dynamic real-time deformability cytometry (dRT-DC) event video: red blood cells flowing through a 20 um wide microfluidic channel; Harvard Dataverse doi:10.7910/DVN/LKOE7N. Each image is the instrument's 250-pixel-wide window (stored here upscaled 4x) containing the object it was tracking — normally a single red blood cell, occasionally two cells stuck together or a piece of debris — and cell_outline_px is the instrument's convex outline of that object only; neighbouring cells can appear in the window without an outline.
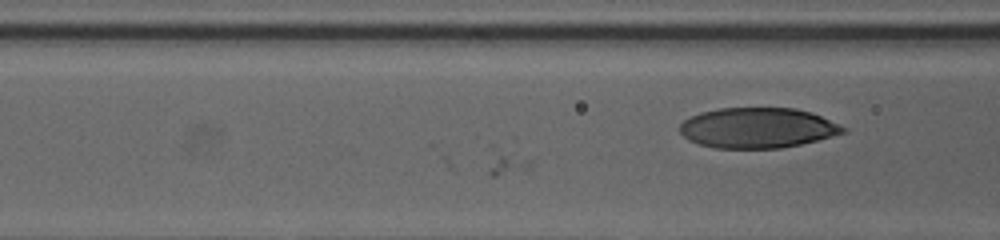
{"species": "human", "species_latin": "Homo sapiens", "temperature_condition": "cold", "stored_images_in_passage": 3, "camera_frame_rate_fps": 3000, "um_per_image_px": 0.085, "donor": {"sex": "female"}, "frame": {"image": 1, "passage_image": 3, "time_ms": 0.667, "image_size_px": [1000, 240], "cell_outline_px": [[848, 132], [800, 144], [780, 148], [716, 148], [700, 144], [688, 140], [680, 132], [680, 124], [684, 120], [700, 112], [720, 108], [796, 108], [812, 112], [840, 124], [848, 128]], "centroid_in_image_um": [64.42, 10.86], "position_along_channel_um": 102.2, "area_um2": 38.44}}